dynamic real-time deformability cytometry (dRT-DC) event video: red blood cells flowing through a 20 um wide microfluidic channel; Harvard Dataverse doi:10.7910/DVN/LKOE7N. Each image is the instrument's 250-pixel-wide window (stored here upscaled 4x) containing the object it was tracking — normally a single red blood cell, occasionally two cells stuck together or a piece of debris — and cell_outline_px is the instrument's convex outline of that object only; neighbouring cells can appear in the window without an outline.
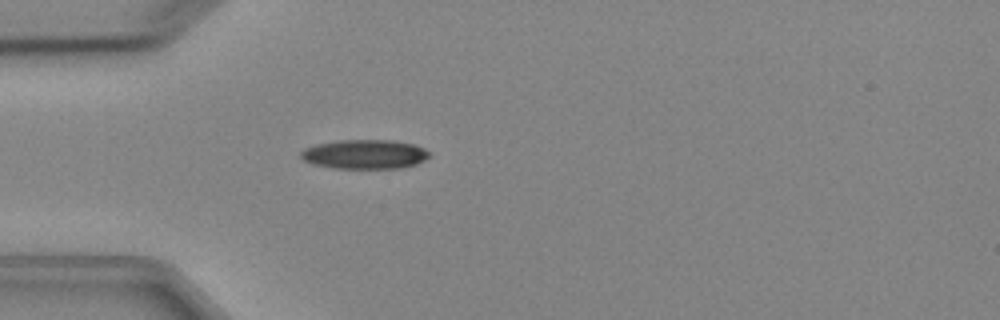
{"species": "Egyptian fruit bat (a non-hibernating species)", "species_latin": "Rousettus aegyptiacus", "temperature_condition": "cold", "stored_images_in_passage": 4, "camera_frame_rate_fps": 3000, "um_per_image_px": 0.085, "animal": {"sex": "female"}, "frame": {"image": 1, "passage_image": 4, "time_ms": 3.333, "image_size_px": [1000, 320], "cell_outline_px": [[432, 156], [416, 164], [404, 168], [332, 168], [312, 164], [304, 160], [300, 156], [300, 152], [304, 148], [316, 144], [340, 140], [392, 140], [412, 144], [424, 148]], "centroid_in_image_um": [30.99, 13.11], "position_along_channel_um": 54.0, "area_um2": 22.02}}